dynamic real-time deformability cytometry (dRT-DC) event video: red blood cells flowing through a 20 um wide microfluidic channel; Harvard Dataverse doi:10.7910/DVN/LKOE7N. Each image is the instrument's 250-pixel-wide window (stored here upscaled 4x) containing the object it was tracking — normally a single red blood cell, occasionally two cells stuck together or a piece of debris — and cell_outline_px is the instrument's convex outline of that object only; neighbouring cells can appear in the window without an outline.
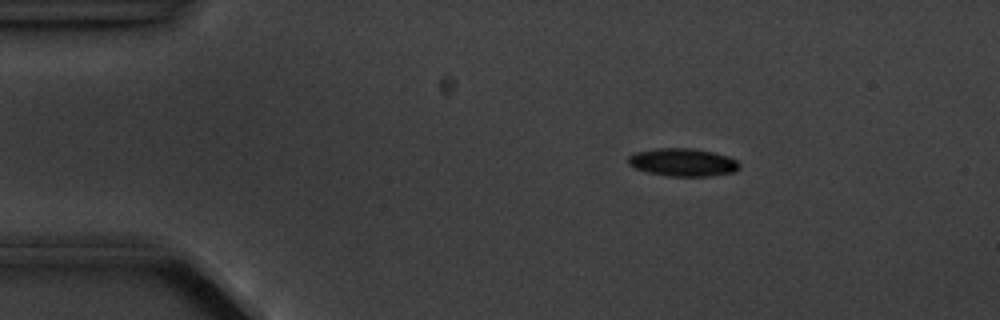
{"species": "common noctule bat (a hibernating species)", "species_latin": "Nyctalus noctula", "temperature_condition": "cold", "stored_images_in_passage": 5, "camera_frame_rate_fps": 3000, "um_per_image_px": 0.085, "animal": {"sex": "male", "body_mass_g": 20.1, "forearm_length_mm": 53.5}, "frame": {"image": 1, "passage_image": 3, "time_ms": 2.333, "image_size_px": [1000, 320], "cell_outline_px": [[740, 168], [732, 172], [712, 176], [672, 176], [648, 172], [636, 168], [628, 164], [628, 156], [636, 152], [656, 148], [692, 148], [712, 152], [728, 156], [736, 160], [740, 164]], "centroid_in_image_um": [58.05, 13.79], "position_along_channel_um": 27.0, "area_um2": 17.98}}